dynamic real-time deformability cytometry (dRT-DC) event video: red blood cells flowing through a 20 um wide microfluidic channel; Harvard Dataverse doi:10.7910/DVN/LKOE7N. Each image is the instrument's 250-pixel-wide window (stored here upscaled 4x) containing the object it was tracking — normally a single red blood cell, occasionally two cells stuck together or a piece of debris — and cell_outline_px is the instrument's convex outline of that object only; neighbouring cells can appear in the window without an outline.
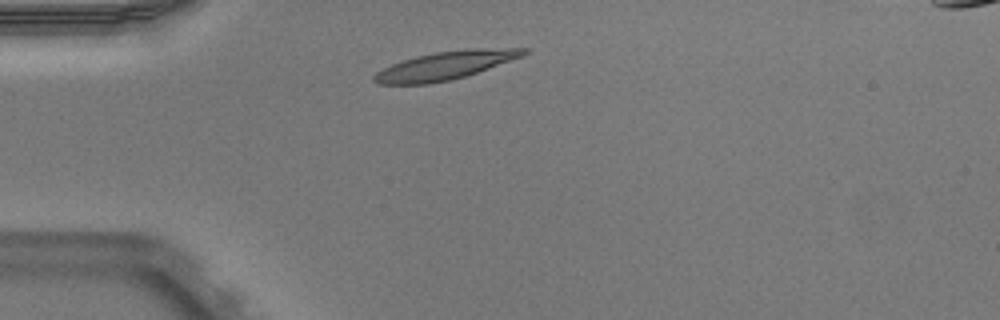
{"species": "Egyptian fruit bat (a non-hibernating species)", "species_latin": "Rousettus aegyptiacus", "temperature_condition": "warm", "stored_images_in_passage": 39, "camera_frame_rate_fps": 3000, "um_per_image_px": 0.085, "animal": {"sex": "male"}, "frame": {"image": 1, "passage_image": 1, "time_ms": 0.0, "image_size_px": [1000, 320], "cell_outline_px": [[528, 52], [524, 56], [464, 76], [448, 80], [428, 84], [380, 84], [372, 80], [372, 76], [376, 72], [392, 64], [416, 56], [436, 52], [472, 48], [528, 48]], "centroid_in_image_um": [37.85, 5.56], "position_along_channel_um": 47.1, "area_um2": 24.28}}
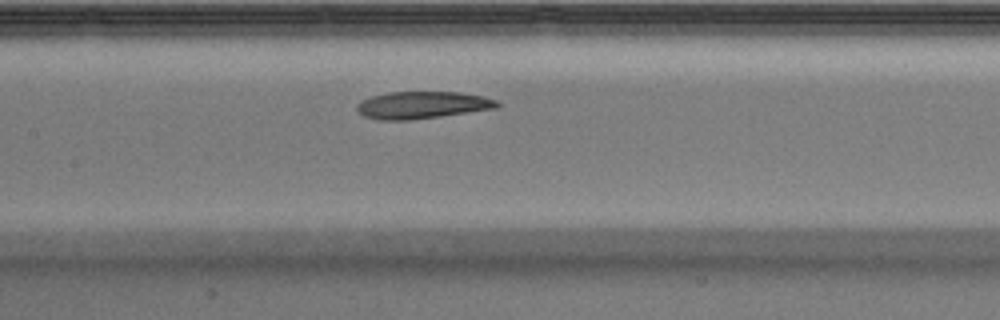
{"frame": {"image": 2, "passage_image": 12, "time_ms": 3.667, "image_size_px": [1000, 320], "cell_outline_px": [[500, 104], [496, 108], [412, 120], [380, 120], [364, 116], [356, 108], [356, 104], [360, 100], [372, 96], [388, 92], [460, 92], [484, 96], [496, 100]], "centroid_in_image_um": [35.87, 8.92], "position_along_channel_um": 171.5, "area_um2": 22.2}}
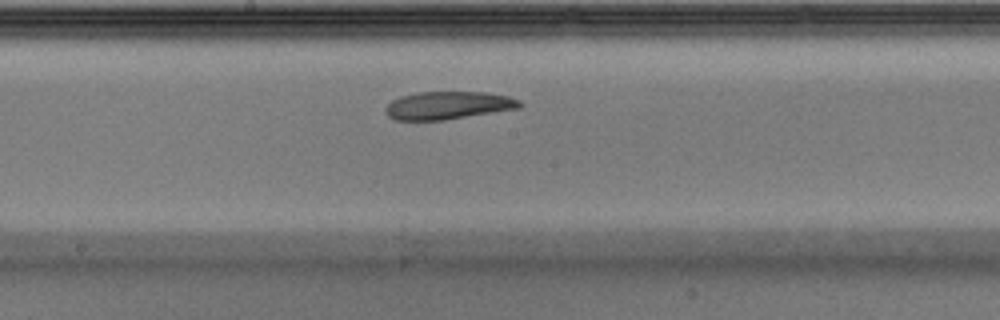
{"frame": {"image": 3, "passage_image": 15, "time_ms": 4.667, "image_size_px": [1000, 320], "cell_outline_px": [[524, 104], [520, 108], [444, 120], [396, 120], [388, 116], [384, 112], [384, 108], [392, 100], [400, 96], [416, 92], [488, 92], [508, 96], [520, 100]], "centroid_in_image_um": [38.09, 8.95], "position_along_channel_um": 210.1, "area_um2": 21.96}, "authors_computed_cell_mechanics": {"area_um2": 24.1026, "velocity_mm_per_s": 3.8832, "shape_relaxation_time_tau1_ms": null, "shape_relaxation_time_tau2_ms": 4.4251, "deformation_change_tau1": null, "deformation_change_tau2": 0.1051}}